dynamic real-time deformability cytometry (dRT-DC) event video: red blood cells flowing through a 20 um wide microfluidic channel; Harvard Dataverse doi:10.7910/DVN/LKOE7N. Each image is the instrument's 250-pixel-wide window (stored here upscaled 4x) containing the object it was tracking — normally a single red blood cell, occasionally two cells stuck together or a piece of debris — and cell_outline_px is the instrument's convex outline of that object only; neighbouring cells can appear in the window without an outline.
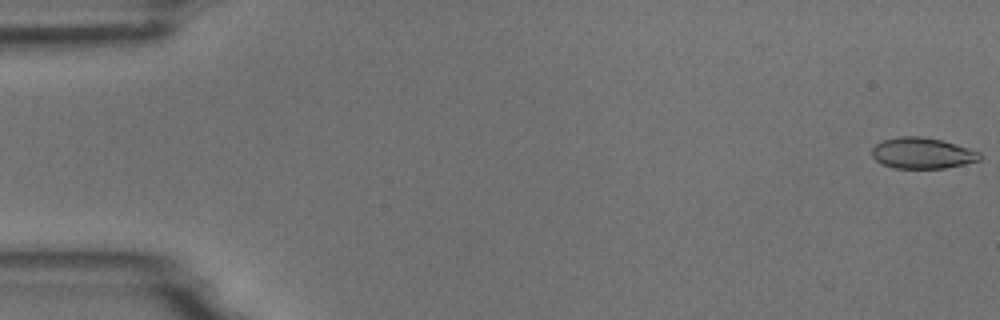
{"species": "common noctule bat (a hibernating species)", "species_latin": "Nyctalus noctula", "temperature_condition": "room temperature", "stored_images_in_passage": 6, "camera_frame_rate_fps": 3000, "um_per_image_px": 0.085, "animal": {"sex": "male", "body_mass_g": 18.8}, "frame": {"image": 1, "passage_image": 1, "time_ms": 0.0, "image_size_px": [1000, 320], "cell_outline_px": [[980, 160], [964, 164], [944, 168], [892, 168], [876, 160], [872, 156], [872, 148], [876, 144], [884, 140], [900, 136], [920, 136], [940, 140], [956, 144], [980, 152]], "centroid_in_image_um": [78.38, 13.02], "position_along_channel_um": 6.6, "area_um2": 19.31}}
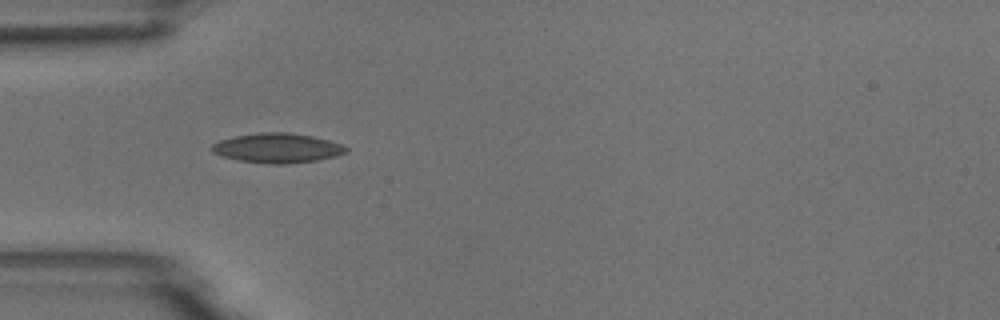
{"frame": {"image": 2, "passage_image": 5, "time_ms": 5.333, "image_size_px": [1000, 320], "cell_outline_px": [[348, 152], [336, 156], [316, 160], [288, 164], [268, 164], [236, 160], [220, 156], [212, 152], [212, 144], [220, 140], [232, 136], [260, 132], [288, 132], [312, 136], [328, 140], [340, 144], [348, 148]], "centroid_in_image_um": [23.54, 12.58], "position_along_channel_um": 61.5, "area_um2": 23.35}}